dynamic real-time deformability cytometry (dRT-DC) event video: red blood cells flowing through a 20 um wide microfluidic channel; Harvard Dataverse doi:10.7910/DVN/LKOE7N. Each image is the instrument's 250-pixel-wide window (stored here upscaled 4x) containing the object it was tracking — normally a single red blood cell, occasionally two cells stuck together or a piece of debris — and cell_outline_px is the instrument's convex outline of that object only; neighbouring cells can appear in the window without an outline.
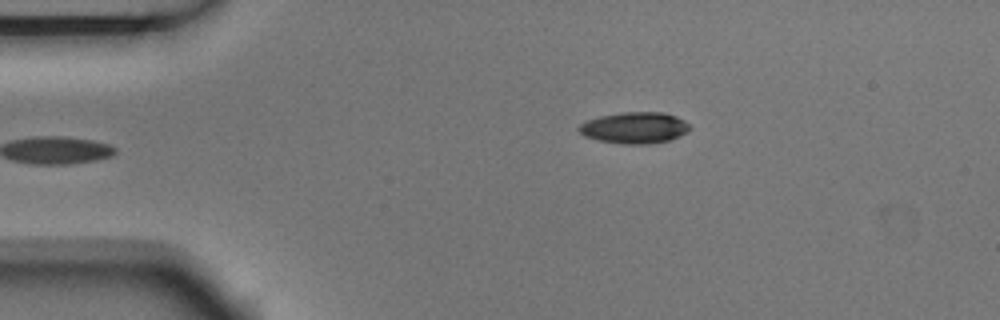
{"species": "Egyptian fruit bat (a non-hibernating species)", "species_latin": "Rousettus aegyptiacus", "temperature_condition": "room temperature", "stored_images_in_passage": 4, "camera_frame_rate_fps": 3000, "um_per_image_px": 0.085, "animal": {"sex": "male"}, "frame": {"image": 1, "passage_image": 4, "time_ms": 1.0, "image_size_px": [1000, 320], "cell_outline_px": [[692, 128], [688, 132], [680, 136], [668, 140], [648, 144], [624, 144], [596, 140], [584, 136], [576, 128], [580, 124], [588, 120], [600, 116], [624, 112], [664, 112], [676, 116], [684, 120]], "centroid_in_image_um": [53.95, 10.86], "position_along_channel_um": 31.1, "area_um2": 20.35}}